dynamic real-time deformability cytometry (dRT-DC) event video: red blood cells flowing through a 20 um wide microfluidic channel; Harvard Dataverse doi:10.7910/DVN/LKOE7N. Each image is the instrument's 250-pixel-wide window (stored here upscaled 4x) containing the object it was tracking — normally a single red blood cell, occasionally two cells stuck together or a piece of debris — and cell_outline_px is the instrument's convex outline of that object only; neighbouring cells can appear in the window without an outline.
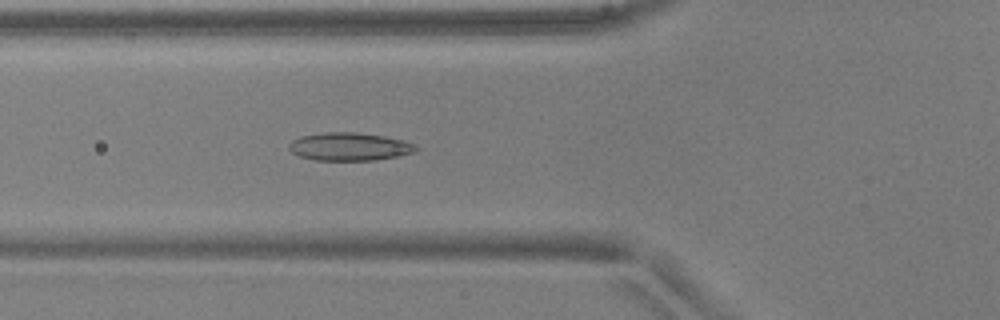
{"species": "common noctule bat (a hibernating species)", "species_latin": "Nyctalus noctula", "temperature_condition": "warm", "stored_images_in_passage": 47, "camera_frame_rate_fps": 3000, "um_per_image_px": 0.085, "animal": {"sex": "male", "body_mass_g": 17.9, "forearm_length_mm": 54.2}, "frame": {"image": 1, "passage_image": 14, "time_ms": 4.333, "image_size_px": [1000, 320], "cell_outline_px": [[420, 148], [416, 152], [400, 156], [376, 160], [316, 160], [300, 156], [292, 152], [288, 148], [288, 144], [292, 140], [300, 136], [324, 132], [356, 132], [384, 136], [404, 140], [416, 144]], "centroid_in_image_um": [29.75, 12.46], "position_along_channel_um": 96.0, "area_um2": 20.98}}
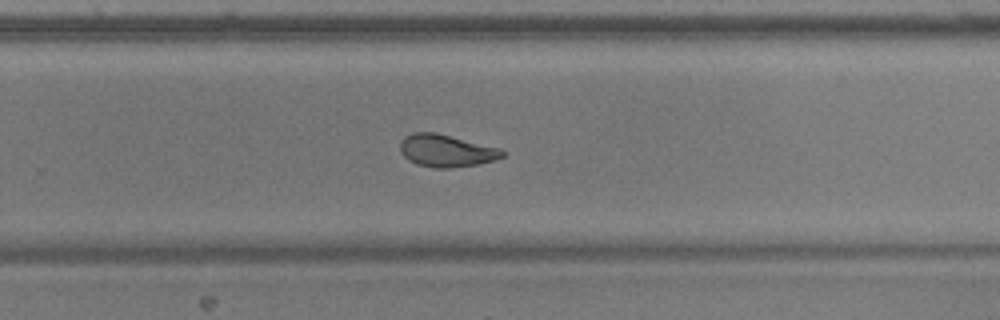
{"frame": {"image": 2, "passage_image": 29, "time_ms": 9.333, "image_size_px": [1000, 320], "cell_outline_px": [[508, 152], [504, 156], [496, 160], [476, 164], [452, 168], [436, 168], [416, 164], [408, 160], [400, 152], [400, 140], [404, 136], [412, 132], [436, 132], [500, 148]], "centroid_in_image_um": [37.93, 12.8], "position_along_channel_um": 291.9, "area_um2": 19.54}}
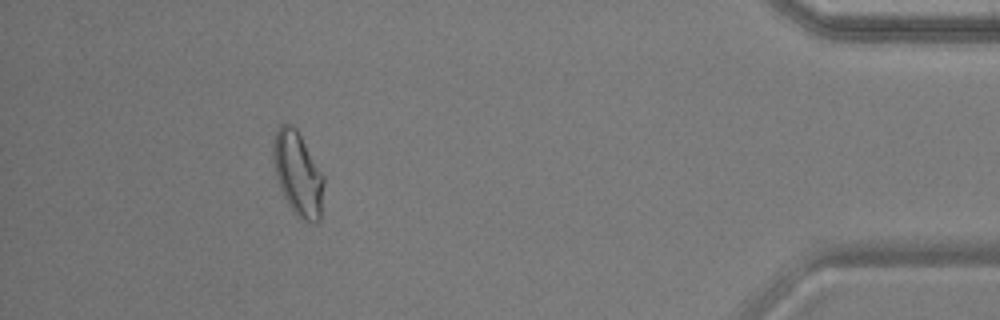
{"frame": {"image": 3, "passage_image": 42, "time_ms": 13.667, "image_size_px": [1000, 320], "cell_outline_px": [[324, 184], [320, 220], [316, 224], [308, 224], [300, 220], [296, 216], [288, 204], [280, 188], [276, 176], [272, 156], [272, 144], [276, 132], [280, 124], [292, 124], [296, 128], [324, 176]], "centroid_in_image_um": [25.32, 14.82], "position_along_channel_um": 409.9, "area_um2": 25.03}, "authors_computed_cell_mechanics": {"area_um2": 20.5768, "velocity_mm_per_s": 3.903, "shape_relaxation_time_tau1_ms": 6.5327, "shape_relaxation_time_tau2_ms": 1.8817, "deformation_change_tau1": 0.165, "deformation_change_tau2": 0.0728}}